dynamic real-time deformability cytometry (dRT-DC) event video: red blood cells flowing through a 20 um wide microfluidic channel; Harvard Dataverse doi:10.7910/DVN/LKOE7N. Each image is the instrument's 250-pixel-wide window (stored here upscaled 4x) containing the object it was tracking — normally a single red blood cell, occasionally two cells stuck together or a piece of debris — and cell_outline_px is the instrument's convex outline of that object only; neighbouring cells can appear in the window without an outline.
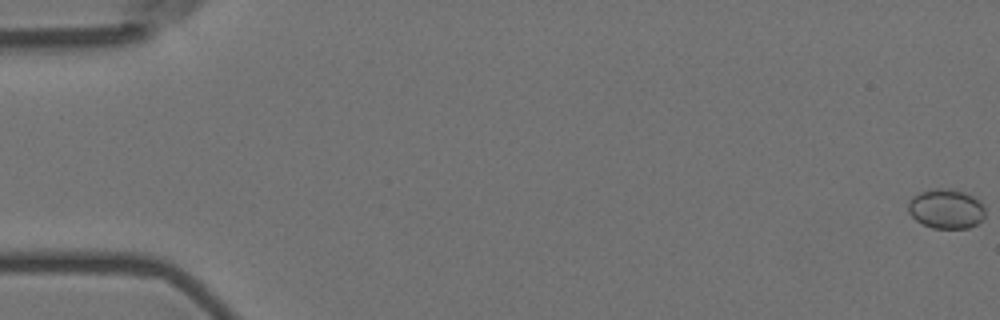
{"species": "Egyptian fruit bat (a non-hibernating species)", "species_latin": "Rousettus aegyptiacus", "temperature_condition": "room temperature", "stored_images_in_passage": 9, "camera_frame_rate_fps": 3000, "um_per_image_px": 0.085, "animal": {"sex": "female"}, "frame": {"image": 1, "passage_image": 1, "time_ms": 0.0, "image_size_px": [1000, 320], "cell_outline_px": [[984, 216], [976, 224], [968, 228], [932, 228], [916, 220], [908, 212], [908, 204], [912, 196], [920, 192], [936, 188], [952, 188], [964, 192], [980, 200], [984, 208]], "centroid_in_image_um": [80.41, 17.73], "position_along_channel_um": 4.6, "area_um2": 17.74}}